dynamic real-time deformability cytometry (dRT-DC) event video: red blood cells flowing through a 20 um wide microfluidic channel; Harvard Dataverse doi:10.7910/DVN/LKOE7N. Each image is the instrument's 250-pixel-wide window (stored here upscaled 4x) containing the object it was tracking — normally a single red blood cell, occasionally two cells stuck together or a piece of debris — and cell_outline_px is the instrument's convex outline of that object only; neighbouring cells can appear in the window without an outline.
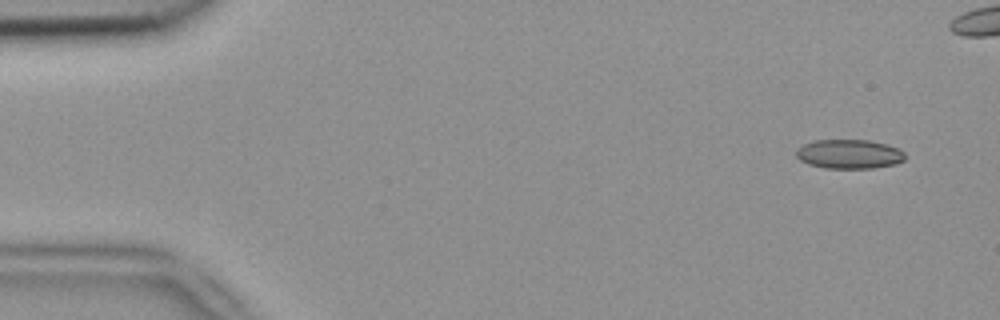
{"species": "common noctule bat (a hibernating species)", "species_latin": "Nyctalus noctula", "temperature_condition": "room temperature", "stored_images_in_passage": 5, "camera_frame_rate_fps": 3000, "um_per_image_px": 0.085, "animal": {"sex": "female", "body_mass_g": 18.4}, "frame": {"image": 1, "passage_image": 1, "time_ms": 0.0, "image_size_px": [1000, 320], "cell_outline_px": [[904, 160], [896, 164], [872, 168], [824, 168], [808, 164], [800, 160], [796, 156], [796, 148], [804, 144], [816, 140], [868, 140], [888, 144], [904, 152]], "centroid_in_image_um": [72.16, 13.1], "position_along_channel_um": 12.8, "area_um2": 18.55}}